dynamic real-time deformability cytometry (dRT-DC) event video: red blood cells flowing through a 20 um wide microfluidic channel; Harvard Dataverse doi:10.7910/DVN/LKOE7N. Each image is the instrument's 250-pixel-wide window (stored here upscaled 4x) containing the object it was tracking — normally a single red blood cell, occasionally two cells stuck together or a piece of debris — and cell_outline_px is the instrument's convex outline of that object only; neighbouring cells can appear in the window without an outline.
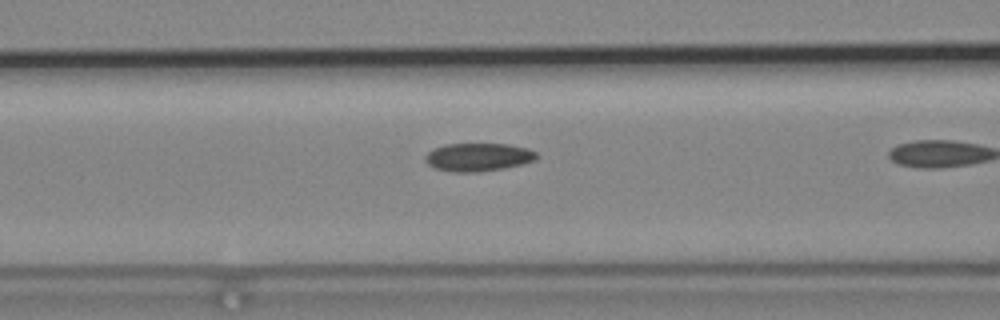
{"species": "common noctule bat (a hibernating species)", "species_latin": "Nyctalus noctula", "temperature_condition": "cold", "stored_images_in_passage": 16, "camera_frame_rate_fps": 3000, "um_per_image_px": 0.085, "animal": {"sex": "male", "body_mass_g": 19.2, "forearm_length_mm": 51.8}, "frame": {"image": 1, "passage_image": 14, "time_ms": 4.333, "image_size_px": [1000, 320], "cell_outline_px": [[536, 160], [504, 168], [476, 172], [452, 172], [436, 168], [428, 164], [424, 160], [424, 156], [428, 152], [444, 144], [508, 144], [528, 148], [536, 152]], "centroid_in_image_um": [40.63, 13.35], "position_along_channel_um": 126.0, "area_um2": 18.15}}